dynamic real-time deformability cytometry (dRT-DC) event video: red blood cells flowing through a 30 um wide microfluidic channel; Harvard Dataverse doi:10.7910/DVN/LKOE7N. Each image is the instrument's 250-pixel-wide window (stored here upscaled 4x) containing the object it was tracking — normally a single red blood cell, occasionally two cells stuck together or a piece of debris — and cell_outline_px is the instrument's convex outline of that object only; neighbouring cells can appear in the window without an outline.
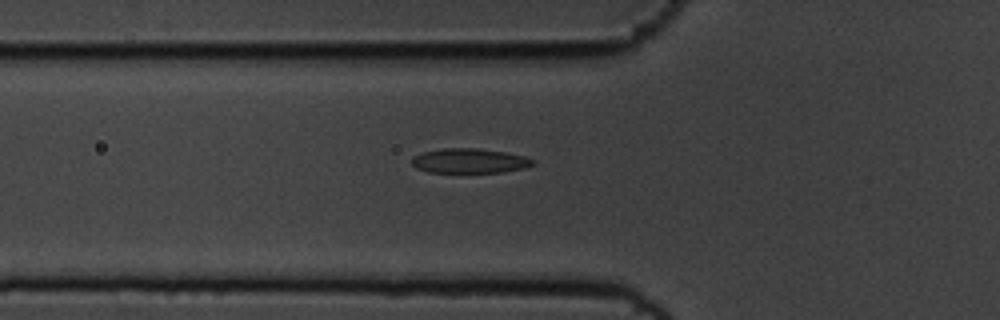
{"species": "common noctule bat (a hibernating species)", "species_latin": "Nyctalus noctula", "temperature_condition": "cold", "stored_images_in_passage": 40, "camera_frame_rate_fps": 3000, "um_per_image_px": 0.085, "animal": {"sex": "male", "body_mass_g": 19.5, "forearm_length_mm": 54.6}, "frame": {"image": 1, "passage_image": 4, "time_ms": 1.0, "image_size_px": [1000, 320], "cell_outline_px": [[536, 164], [524, 168], [504, 172], [428, 172], [416, 168], [412, 164], [412, 156], [424, 152], [440, 148], [476, 148], [504, 152], [524, 156], [536, 160]], "centroid_in_image_um": [39.92, 13.67], "position_along_channel_um": 85.9, "area_um2": 17.46}}
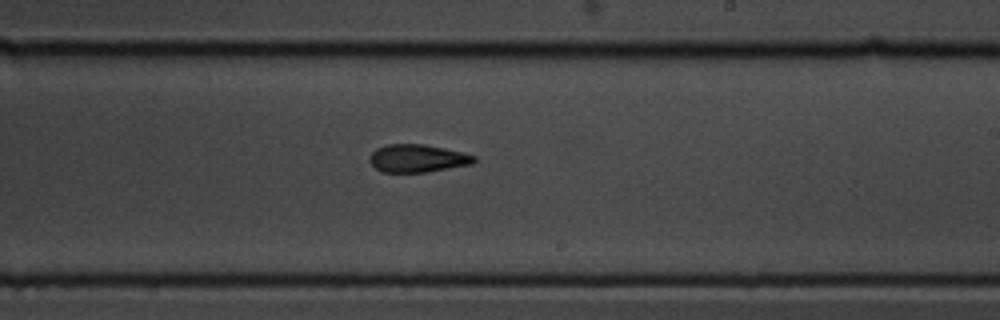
{"frame": {"image": 2, "passage_image": 18, "time_ms": 5.667, "image_size_px": [1000, 320], "cell_outline_px": [[476, 160], [472, 164], [424, 172], [384, 172], [376, 168], [368, 160], [368, 156], [376, 148], [388, 144], [424, 144], [444, 148], [476, 156]], "centroid_in_image_um": [35.45, 13.45], "position_along_channel_um": 253.5, "area_um2": 16.82}}
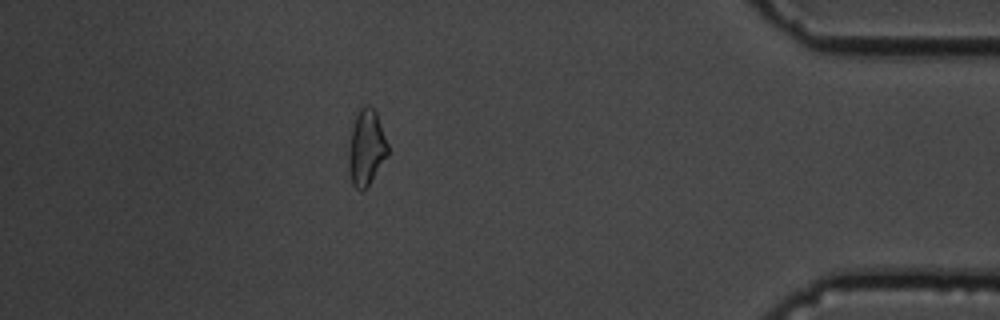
{"frame": {"image": 3, "passage_image": 34, "time_ms": 11.0, "image_size_px": [1000, 320], "cell_outline_px": [[388, 156], [368, 184], [360, 192], [352, 184], [348, 172], [348, 152], [352, 128], [356, 116], [360, 108], [364, 104], [368, 104], [376, 112], [388, 144]], "centroid_in_image_um": [31.12, 12.55], "position_along_channel_um": 404.1, "area_um2": 17.22}, "authors_computed_cell_mechanics": {"area_um2": 17.2244, "velocity_mm_per_s": 3.5822, "shape_relaxation_time_tau1_ms": 5.5762, "shape_relaxation_time_tau2_ms": 7.7896, "deformation_change_tau1": 0.1445, "deformation_change_tau2": 0.1488}}